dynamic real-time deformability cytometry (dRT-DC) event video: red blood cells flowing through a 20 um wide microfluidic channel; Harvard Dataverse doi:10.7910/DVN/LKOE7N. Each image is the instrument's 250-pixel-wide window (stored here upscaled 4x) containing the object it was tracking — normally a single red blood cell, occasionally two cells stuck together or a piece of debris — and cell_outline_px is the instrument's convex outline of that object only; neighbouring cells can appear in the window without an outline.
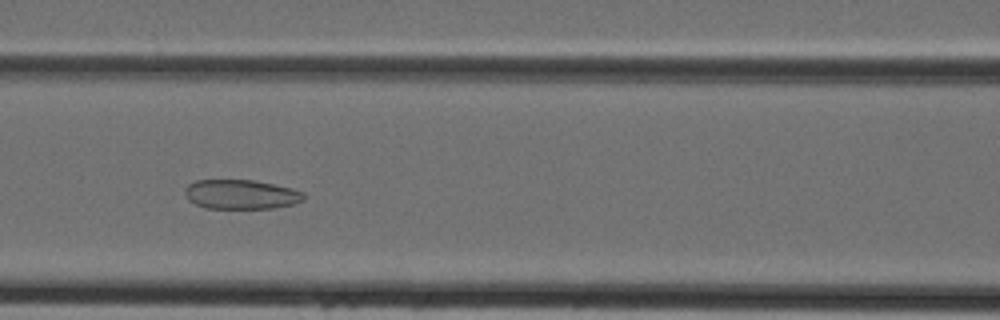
{"species": "Egyptian fruit bat (a non-hibernating species)", "species_latin": "Rousettus aegyptiacus", "temperature_condition": "cold", "stored_images_in_passage": 45, "camera_frame_rate_fps": 3000, "um_per_image_px": 0.085, "animal": {"sex": "female"}, "frame": {"image": 1, "passage_image": 20, "time_ms": 6.333, "image_size_px": [1000, 320], "cell_outline_px": [[304, 200], [292, 204], [272, 208], [204, 208], [188, 200], [184, 192], [184, 188], [188, 184], [196, 180], [252, 180], [292, 188], [304, 192]], "centroid_in_image_um": [20.46, 16.52], "position_along_channel_um": 146.1, "area_um2": 20.35}}
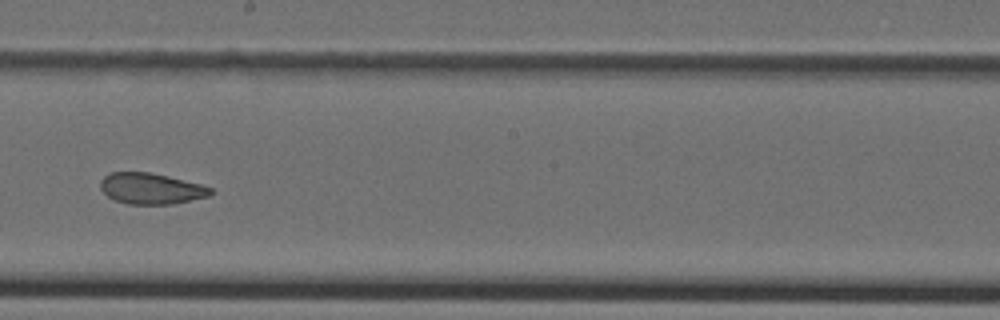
{"frame": {"image": 2, "passage_image": 26, "time_ms": 8.333, "image_size_px": [1000, 320], "cell_outline_px": [[212, 192], [208, 196], [172, 204], [128, 204], [116, 200], [108, 196], [100, 188], [100, 180], [108, 172], [148, 172], [168, 176], [200, 184], [212, 188]], "centroid_in_image_um": [12.8, 16.02], "position_along_channel_um": 235.4, "area_um2": 19.77}}
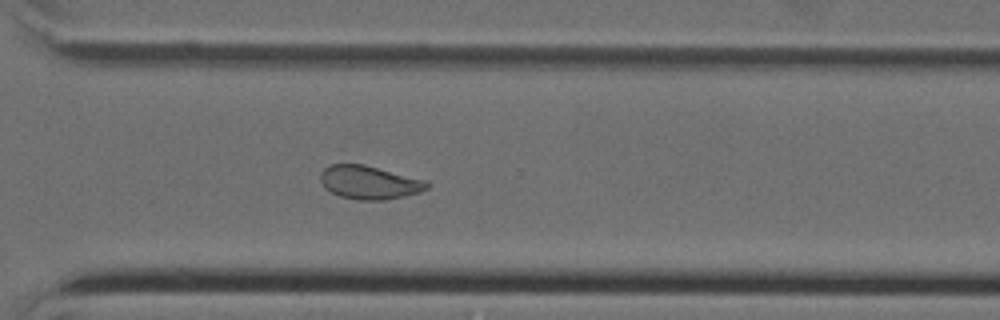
{"frame": {"image": 3, "passage_image": 33, "time_ms": 10.667, "image_size_px": [1000, 320], "cell_outline_px": [[432, 184], [428, 188], [420, 192], [404, 196], [384, 200], [360, 200], [340, 196], [324, 188], [320, 180], [320, 172], [328, 164], [364, 164], [424, 180]], "centroid_in_image_um": [31.37, 15.5], "position_along_channel_um": 339.2, "area_um2": 20.75}}